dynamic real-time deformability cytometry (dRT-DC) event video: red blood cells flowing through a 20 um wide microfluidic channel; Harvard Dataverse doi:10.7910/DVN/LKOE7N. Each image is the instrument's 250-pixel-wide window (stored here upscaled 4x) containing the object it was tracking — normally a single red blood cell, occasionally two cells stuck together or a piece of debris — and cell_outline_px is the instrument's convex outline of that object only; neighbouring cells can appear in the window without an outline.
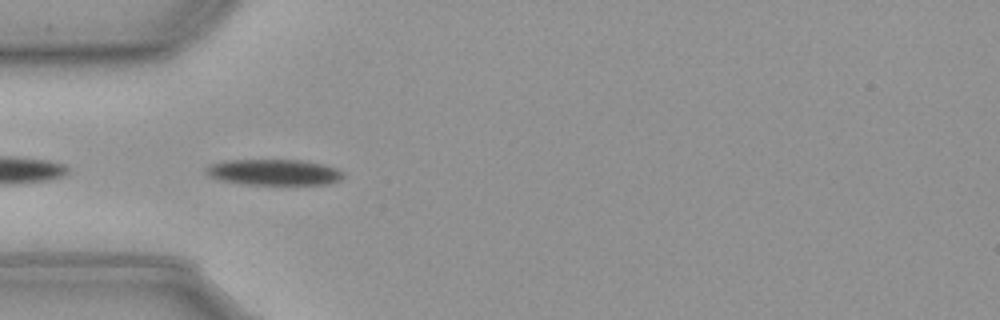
{"species": "common noctule bat (a hibernating species)", "species_latin": "Nyctalus noctula", "temperature_condition": "cold", "stored_images_in_passage": 6, "camera_frame_rate_fps": 3000, "um_per_image_px": 0.085, "animal": {"sex": "male", "body_mass_g": 23.1, "forearm_length_mm": 52.7}, "frame": {"image": 1, "passage_image": 2, "time_ms": 0.333, "image_size_px": [1000, 320], "cell_outline_px": [[344, 176], [340, 180], [328, 184], [240, 184], [220, 180], [208, 176], [204, 172], [204, 168], [208, 164], [224, 160], [300, 160], [324, 164], [336, 168], [344, 172]], "centroid_in_image_um": [23.23, 14.63], "position_along_channel_um": 61.8, "area_um2": 20.98}}